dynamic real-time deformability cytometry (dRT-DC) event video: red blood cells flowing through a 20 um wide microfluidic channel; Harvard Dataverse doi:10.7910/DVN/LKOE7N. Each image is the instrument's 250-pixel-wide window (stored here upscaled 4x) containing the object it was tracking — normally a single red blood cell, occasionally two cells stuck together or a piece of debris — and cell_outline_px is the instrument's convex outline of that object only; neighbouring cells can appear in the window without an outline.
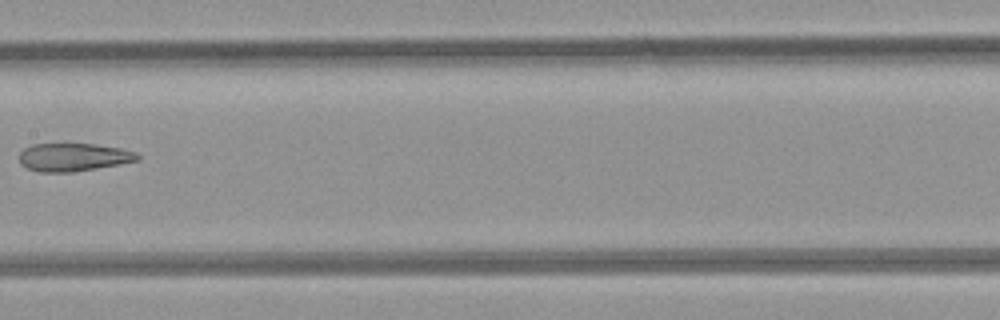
{"species": "common noctule bat (a hibernating species)", "species_latin": "Nyctalus noctula", "temperature_condition": "room temperature", "stored_images_in_passage": 5, "camera_frame_rate_fps": 3000, "um_per_image_px": 0.085, "animal": {"sex": "female", "body_mass_g": 21.9}, "frame": {"image": 1, "passage_image": 4, "time_ms": 3.333, "image_size_px": [1000, 320], "cell_outline_px": [[140, 160], [96, 168], [72, 172], [40, 172], [28, 168], [20, 164], [20, 152], [24, 148], [32, 144], [92, 144], [120, 148], [136, 152], [140, 156]], "centroid_in_image_um": [6.23, 13.36], "position_along_channel_um": 201.2, "area_um2": 19.19}}
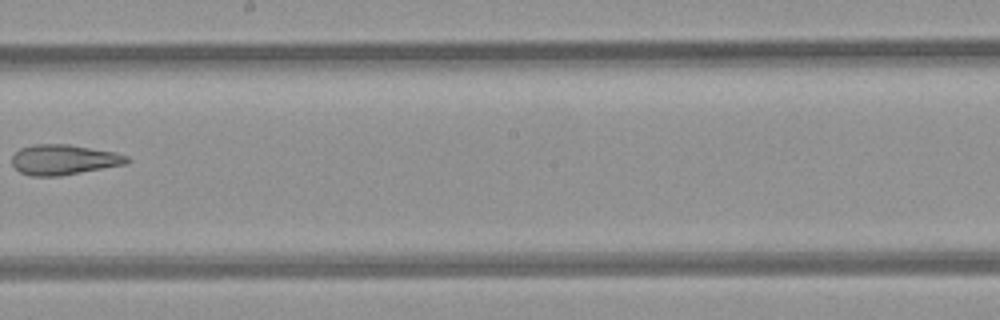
{"frame": {"image": 2, "passage_image": 5, "time_ms": 4.333, "image_size_px": [1000, 320], "cell_outline_px": [[132, 160], [128, 164], [60, 176], [32, 176], [20, 172], [12, 164], [12, 156], [20, 148], [32, 144], [68, 144], [116, 152], [128, 156]], "centroid_in_image_um": [5.46, 13.57], "position_along_channel_um": 242.7, "area_um2": 20.46}}